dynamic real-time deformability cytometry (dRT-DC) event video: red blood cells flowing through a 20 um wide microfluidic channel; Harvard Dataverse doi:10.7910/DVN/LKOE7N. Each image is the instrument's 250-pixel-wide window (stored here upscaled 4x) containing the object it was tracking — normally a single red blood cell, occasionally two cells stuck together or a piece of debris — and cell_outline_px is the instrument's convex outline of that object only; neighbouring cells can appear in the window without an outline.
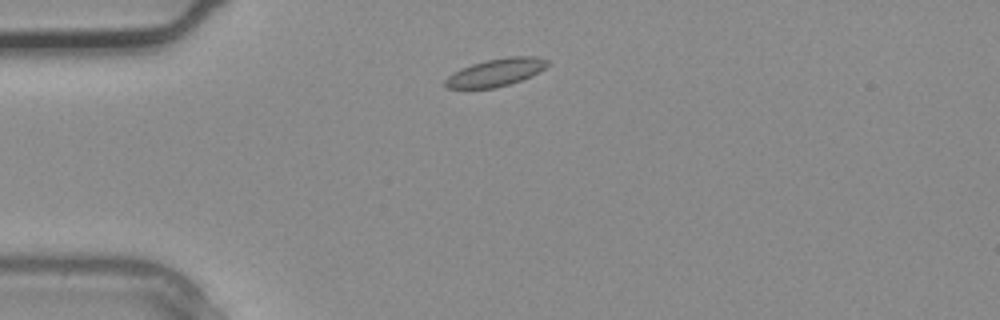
{"species": "common noctule bat (a hibernating species)", "species_latin": "Nyctalus noctula", "temperature_condition": "warm", "stored_images_in_passage": 1, "camera_frame_rate_fps": 3000, "um_per_image_px": 0.085, "animal": {"sex": "male", "body_mass_g": 20.4}, "frame": {"image": 1, "passage_image": 1, "time_ms": 0.0, "image_size_px": [1000, 320], "cell_outline_px": [[548, 64], [540, 72], [532, 76], [496, 88], [444, 88], [444, 80], [452, 72], [472, 64], [488, 60], [508, 56], [536, 56], [548, 60]], "centroid_in_image_um": [42.13, 6.15], "position_along_channel_um": 42.9, "area_um2": 16.47}}